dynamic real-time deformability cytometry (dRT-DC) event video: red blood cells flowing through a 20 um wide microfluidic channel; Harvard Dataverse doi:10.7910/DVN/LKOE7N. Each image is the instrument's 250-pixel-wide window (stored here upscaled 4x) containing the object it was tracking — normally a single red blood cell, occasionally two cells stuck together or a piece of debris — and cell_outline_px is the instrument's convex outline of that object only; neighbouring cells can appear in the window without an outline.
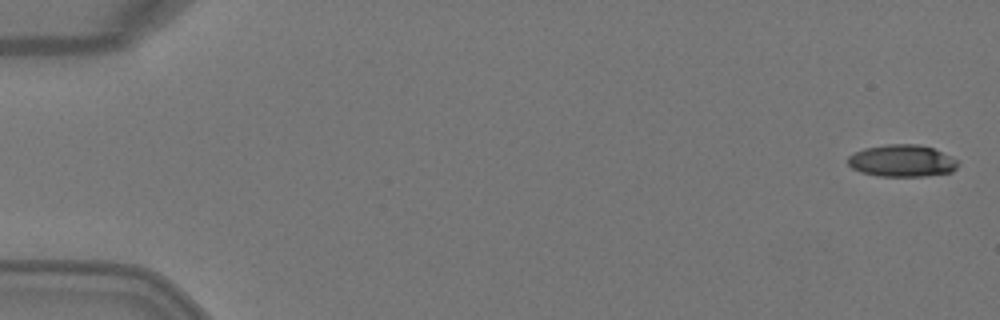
{"species": "Egyptian fruit bat (a non-hibernating species)", "species_latin": "Rousettus aegyptiacus", "temperature_condition": "warm", "stored_images_in_passage": 4, "camera_frame_rate_fps": 3000, "um_per_image_px": 0.085, "animal": {"sex": "female"}, "frame": {"image": 1, "passage_image": 1, "time_ms": 0.0, "image_size_px": [1000, 320], "cell_outline_px": [[960, 164], [952, 172], [924, 176], [880, 176], [860, 172], [852, 168], [848, 164], [848, 156], [864, 148], [884, 144], [920, 144], [932, 148], [952, 156]], "centroid_in_image_um": [76.68, 13.66], "position_along_channel_um": 8.3, "area_um2": 20.63}}